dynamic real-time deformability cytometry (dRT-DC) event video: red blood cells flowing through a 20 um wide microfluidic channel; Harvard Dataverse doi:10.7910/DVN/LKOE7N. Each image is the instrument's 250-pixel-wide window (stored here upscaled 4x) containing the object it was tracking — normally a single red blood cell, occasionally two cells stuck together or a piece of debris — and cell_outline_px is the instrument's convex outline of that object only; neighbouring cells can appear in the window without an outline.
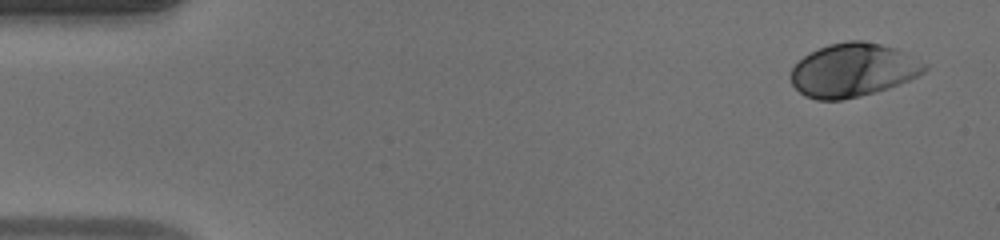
{"species": "human", "species_latin": "Homo sapiens", "temperature_condition": "warm", "stored_images_in_passage": 48, "camera_frame_rate_fps": 3000, "um_per_image_px": 0.085, "donor": {"sex": "male"}, "frame": {"image": 1, "passage_image": 1, "time_ms": 0.0, "image_size_px": [1000, 240], "cell_outline_px": [[928, 68], [924, 72], [900, 84], [876, 92], [860, 96], [840, 100], [816, 100], [804, 96], [792, 84], [788, 76], [792, 68], [804, 56], [828, 44], [848, 40], [864, 40], [896, 48], [928, 64]], "centroid_in_image_um": [72.5, 5.96], "position_along_channel_um": 12.5, "area_um2": 41.85}}
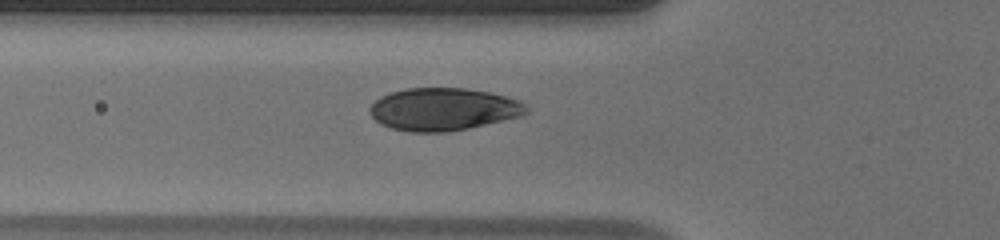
{"frame": {"image": 2, "passage_image": 16, "time_ms": 5.0, "image_size_px": [1000, 240], "cell_outline_px": [[528, 112], [524, 116], [468, 128], [444, 132], [408, 132], [392, 128], [380, 124], [368, 112], [368, 108], [380, 96], [392, 92], [408, 88], [464, 88], [488, 92], [520, 100], [528, 108]], "centroid_in_image_um": [37.68, 9.29], "position_along_channel_um": 88.1, "area_um2": 38.9}}
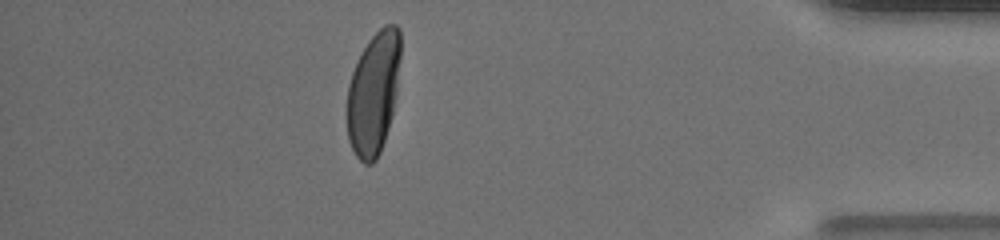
{"frame": {"image": 3, "passage_image": 42, "time_ms": 13.667, "image_size_px": [1000, 240], "cell_outline_px": [[400, 60], [396, 96], [392, 116], [380, 152], [376, 160], [372, 164], [364, 164], [356, 156], [348, 140], [348, 84], [352, 72], [368, 40], [384, 24], [396, 24], [400, 28]], "centroid_in_image_um": [31.77, 7.91], "position_along_channel_um": 403.4, "area_um2": 38.15}, "authors_computed_cell_mechanics": {"area_um2": 39.8242, "velocity_mm_per_s": 4.1264, "shape_relaxation_time_tau1_ms": 2.6702, "shape_relaxation_time_tau2_ms": null, "deformation_change_tau1": 0.1812, "deformation_change_tau2": null}}